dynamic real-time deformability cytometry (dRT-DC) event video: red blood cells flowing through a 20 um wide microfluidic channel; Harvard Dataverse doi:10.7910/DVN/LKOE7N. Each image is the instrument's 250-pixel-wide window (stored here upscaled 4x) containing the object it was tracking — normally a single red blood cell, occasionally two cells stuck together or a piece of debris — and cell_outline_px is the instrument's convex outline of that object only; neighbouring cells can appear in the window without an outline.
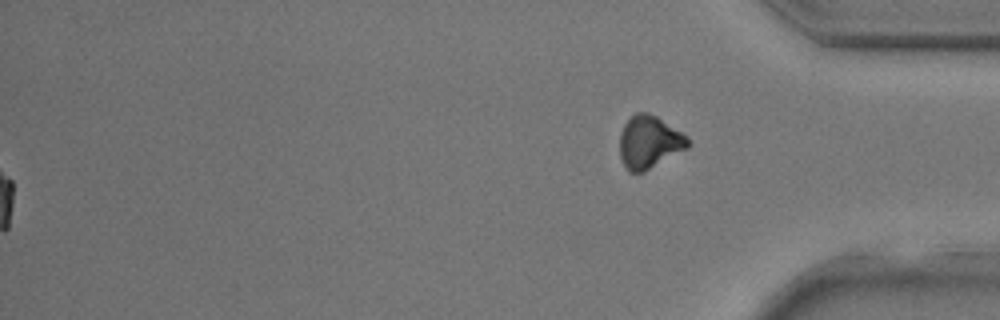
{"species": "common noctule bat (a hibernating species)", "species_latin": "Nyctalus noctula", "temperature_condition": "room temperature", "stored_images_in_passage": 40, "segment_of_instrument_passage": [2, 2], "camera_frame_rate_fps": 3000, "um_per_image_px": 0.085, "animal": {"sex": "male", "body_mass_g": 17.9, "forearm_length_mm": 54.2}, "frame": {"image": 1, "passage_image": 40, "time_ms": 13.0, "image_size_px": [1000, 320], "cell_outline_px": [[688, 148], [644, 172], [628, 172], [624, 168], [620, 156], [620, 132], [624, 124], [636, 112], [648, 112], [656, 116], [688, 136]], "centroid_in_image_um": [55.17, 12.09], "position_along_channel_um": 380.0, "area_um2": 20.98}}